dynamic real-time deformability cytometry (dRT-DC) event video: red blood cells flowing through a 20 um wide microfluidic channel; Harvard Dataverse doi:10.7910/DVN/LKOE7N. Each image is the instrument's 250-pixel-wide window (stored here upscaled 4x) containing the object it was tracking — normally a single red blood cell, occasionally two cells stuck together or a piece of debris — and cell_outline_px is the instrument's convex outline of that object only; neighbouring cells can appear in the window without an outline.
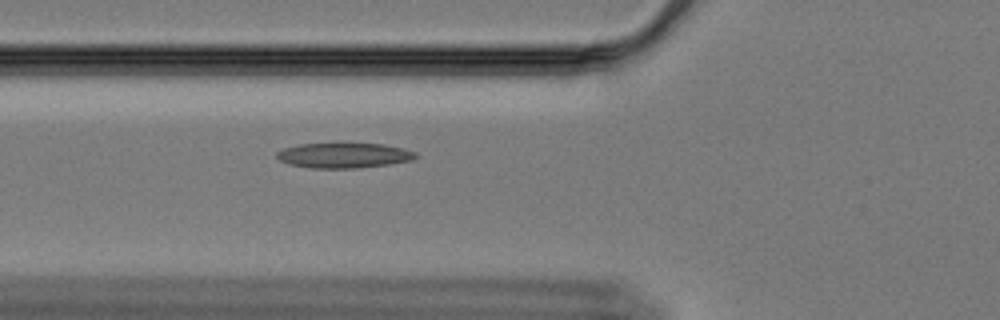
{"species": "Egyptian fruit bat (a non-hibernating species)", "species_latin": "Rousettus aegyptiacus", "temperature_condition": "cold", "stored_images_in_passage": 45, "camera_frame_rate_fps": 3000, "um_per_image_px": 0.085, "animal": {"sex": "female"}, "frame": {"image": 1, "passage_image": 7, "time_ms": 2.0, "image_size_px": [1000, 320], "cell_outline_px": [[416, 156], [412, 160], [388, 164], [356, 168], [312, 168], [288, 164], [280, 160], [276, 156], [276, 152], [284, 148], [300, 144], [340, 140], [384, 144], [404, 148], [416, 152]], "centroid_in_image_um": [29.21, 13.15], "position_along_channel_um": 96.6, "area_um2": 21.33}}
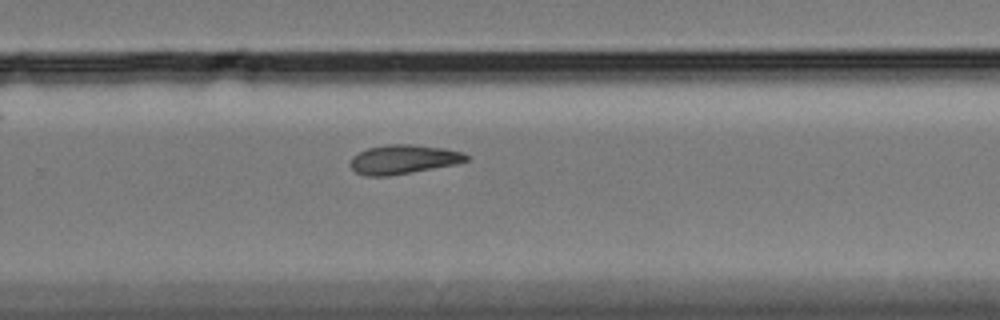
{"frame": {"image": 2, "passage_image": 25, "time_ms": 8.0, "image_size_px": [1000, 320], "cell_outline_px": [[468, 160], [456, 164], [388, 176], [364, 176], [356, 172], [352, 168], [352, 156], [368, 148], [388, 144], [412, 144], [444, 148], [464, 152], [468, 156]], "centroid_in_image_um": [34.31, 13.54], "position_along_channel_um": 295.5, "area_um2": 19.54}}
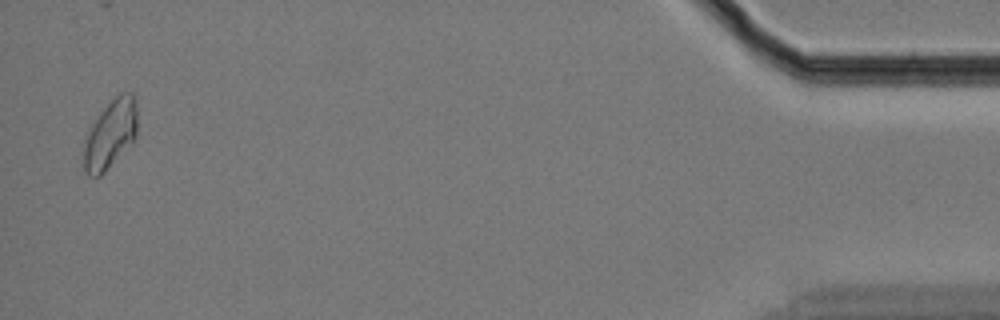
{"frame": {"image": 3, "passage_image": 44, "time_ms": 14.333, "image_size_px": [1000, 320], "cell_outline_px": [[136, 136], [132, 144], [100, 176], [88, 176], [84, 172], [84, 144], [88, 132], [92, 124], [100, 112], [120, 92], [132, 92], [136, 100]], "centroid_in_image_um": [9.39, 11.41], "position_along_channel_um": 425.8, "area_um2": 21.33}}